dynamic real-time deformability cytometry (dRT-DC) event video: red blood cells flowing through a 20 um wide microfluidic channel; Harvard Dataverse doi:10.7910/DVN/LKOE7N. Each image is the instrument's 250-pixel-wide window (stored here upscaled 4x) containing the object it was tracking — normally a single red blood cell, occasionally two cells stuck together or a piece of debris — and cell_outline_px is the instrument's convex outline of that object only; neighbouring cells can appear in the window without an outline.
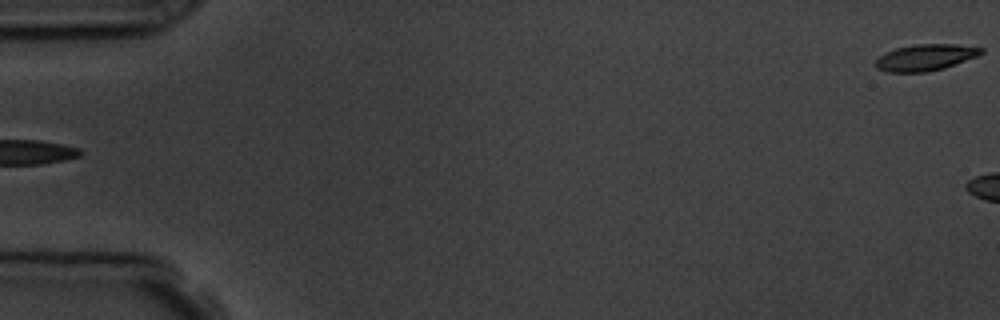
{"species": "common noctule bat (a hibernating species)", "species_latin": "Nyctalus noctula", "temperature_condition": "room temperature", "stored_images_in_passage": 6, "segment_of_instrument_passage": [2, 2], "camera_frame_rate_fps": 3000, "um_per_image_px": 0.085, "animal": {"sex": "male", "body_mass_g": 19.5, "forearm_length_mm": 54.6}, "frame": {"image": 1, "passage_image": 6, "time_ms": 5.667, "image_size_px": [1000, 320], "cell_outline_px": [[984, 52], [976, 56], [944, 68], [924, 72], [888, 72], [876, 68], [876, 60], [884, 52], [896, 48], [916, 44], [956, 44], [984, 48]], "centroid_in_image_um": [78.65, 4.87], "position_along_channel_um": 6.4, "area_um2": 16.13}}